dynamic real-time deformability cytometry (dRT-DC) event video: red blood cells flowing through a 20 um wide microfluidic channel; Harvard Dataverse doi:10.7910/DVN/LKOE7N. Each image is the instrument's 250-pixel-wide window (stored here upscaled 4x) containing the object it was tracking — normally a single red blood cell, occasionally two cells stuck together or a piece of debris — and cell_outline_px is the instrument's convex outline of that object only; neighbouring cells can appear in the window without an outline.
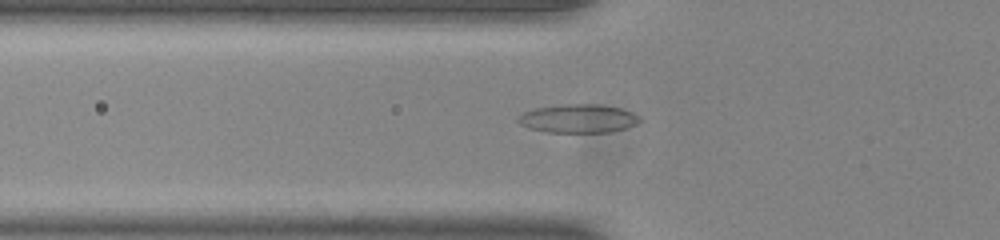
{"species": "common noctule bat (a hibernating species)", "species_latin": "Nyctalus noctula", "temperature_condition": "room temperature", "stored_images_in_passage": 37, "camera_frame_rate_fps": 3000, "um_per_image_px": 0.085, "animal": {"sex": "male", "body_mass_g": 20.0, "forearm_length_mm": 53.3}, "frame": {"image": 1, "passage_image": 3, "time_ms": 0.667, "image_size_px": [1000, 240], "cell_outline_px": [[640, 120], [636, 124], [612, 132], [548, 132], [528, 128], [520, 124], [516, 120], [516, 116], [524, 112], [536, 108], [564, 104], [600, 104], [620, 108], [632, 112], [640, 116]], "centroid_in_image_um": [49.13, 10.07], "position_along_channel_um": 76.7, "area_um2": 20.29}}
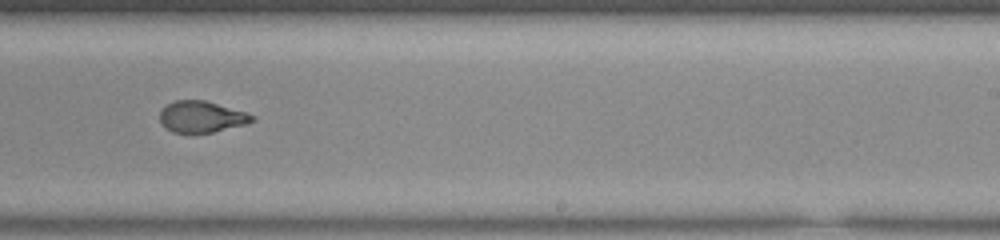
{"frame": {"image": 2, "passage_image": 18, "time_ms": 5.667, "image_size_px": [1000, 240], "cell_outline_px": [[256, 120], [244, 124], [212, 132], [172, 132], [160, 124], [160, 112], [168, 104], [176, 100], [204, 100], [244, 112], [256, 116]], "centroid_in_image_um": [17.11, 9.92], "position_along_channel_um": 271.9, "area_um2": 16.53}}
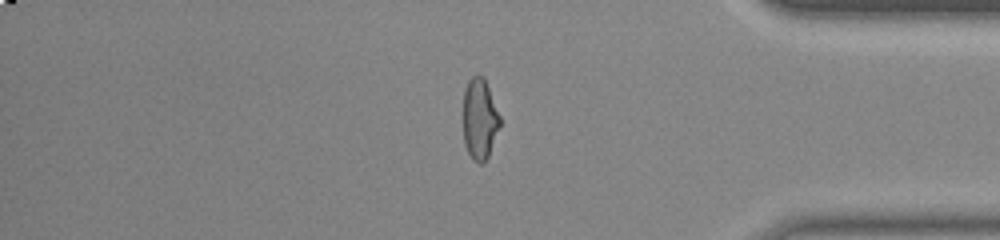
{"frame": {"image": 3, "passage_image": 29, "time_ms": 9.333, "image_size_px": [1000, 240], "cell_outline_px": [[500, 124], [488, 156], [484, 164], [480, 164], [472, 160], [464, 144], [464, 92], [468, 80], [476, 72], [484, 76], [500, 116]], "centroid_in_image_um": [40.77, 10.09], "position_along_channel_um": 394.4, "area_um2": 17.4}}